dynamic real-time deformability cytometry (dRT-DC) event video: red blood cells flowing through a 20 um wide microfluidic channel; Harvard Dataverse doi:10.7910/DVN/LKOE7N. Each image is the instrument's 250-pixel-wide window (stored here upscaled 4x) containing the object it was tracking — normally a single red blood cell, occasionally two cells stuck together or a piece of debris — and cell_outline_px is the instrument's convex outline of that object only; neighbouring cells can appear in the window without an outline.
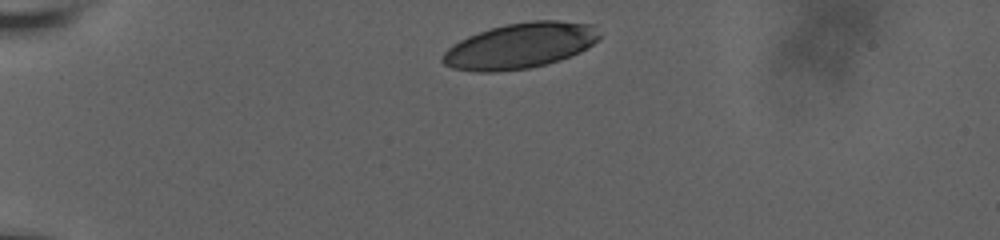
{"species": "human", "species_latin": "Homo sapiens", "temperature_condition": "room temperature", "stored_images_in_passage": 36, "camera_frame_rate_fps": 3000, "um_per_image_px": 0.085, "donor": {"sex": "male"}, "frame": {"image": 1, "passage_image": 1, "time_ms": 0.0, "image_size_px": [1000, 240], "cell_outline_px": [[604, 32], [588, 48], [580, 52], [560, 60], [528, 68], [496, 72], [476, 72], [452, 68], [444, 64], [440, 60], [444, 52], [452, 44], [468, 36], [492, 28], [508, 24], [532, 20], [560, 20], [596, 24]], "centroid_in_image_um": [44.26, 3.87], "position_along_channel_um": 40.7, "area_um2": 41.96}}
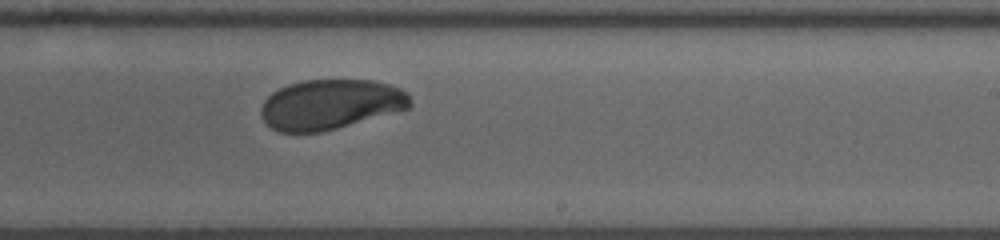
{"frame": {"image": 2, "passage_image": 20, "time_ms": 7.667, "image_size_px": [1000, 240], "cell_outline_px": [[412, 104], [408, 108], [336, 128], [320, 132], [280, 132], [272, 128], [264, 120], [260, 112], [260, 108], [264, 100], [272, 92], [288, 84], [304, 80], [376, 80], [400, 88], [408, 92], [412, 100]], "centroid_in_image_um": [28.09, 8.86], "position_along_channel_um": 260.9, "area_um2": 43.29}}
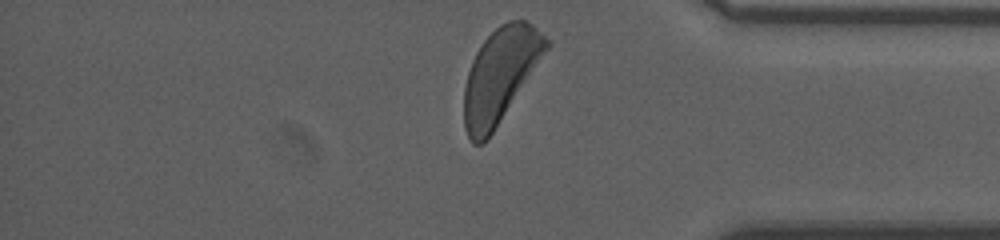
{"frame": {"image": 3, "passage_image": 35, "time_ms": 11.667, "image_size_px": [1000, 240], "cell_outline_px": [[552, 44], [492, 132], [480, 144], [472, 144], [464, 128], [464, 88], [468, 72], [472, 60], [480, 44], [500, 24], [508, 20], [524, 20], [532, 24], [552, 40]], "centroid_in_image_um": [42.53, 6.34], "position_along_channel_um": 392.7, "area_um2": 44.68}, "authors_computed_cell_mechanics": {"area_um2": 44.6216, "velocity_mm_per_s": 3.6084, "shape_relaxation_time_tau1_ms": 2.053, "shape_relaxation_time_tau2_ms": null, "deformation_change_tau1": 0.0969, "deformation_change_tau2": null}}